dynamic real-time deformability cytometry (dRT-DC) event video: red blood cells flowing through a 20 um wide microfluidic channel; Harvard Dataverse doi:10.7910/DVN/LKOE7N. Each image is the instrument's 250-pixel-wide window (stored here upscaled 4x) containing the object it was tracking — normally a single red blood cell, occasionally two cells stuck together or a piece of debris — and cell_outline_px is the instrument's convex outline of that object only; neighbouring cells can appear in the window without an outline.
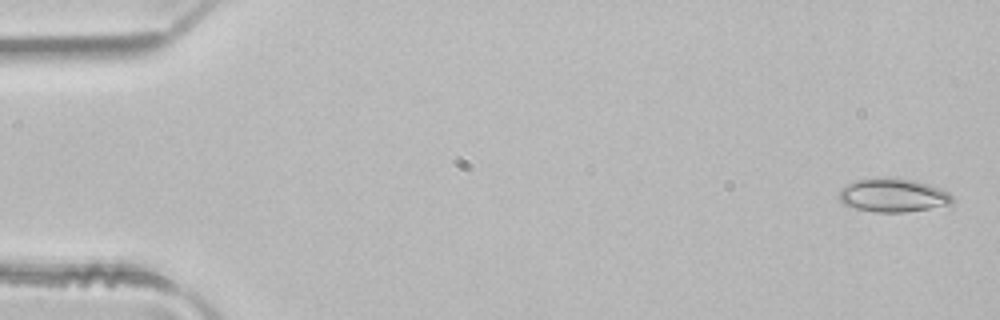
{"species": "common noctule bat (a hibernating species)", "species_latin": "Nyctalus noctula", "temperature_condition": "room temperature", "stored_images_in_passage": 48, "camera_frame_rate_fps": 3000, "um_per_image_px": 0.085, "animal": {"sex": "male", "body_mass_g": 21.5, "forearm_length_mm": 52.0}, "frame": {"image": 1, "passage_image": 2, "time_ms": 0.333, "image_size_px": [1000, 320], "cell_outline_px": [[952, 204], [904, 212], [876, 212], [856, 208], [844, 204], [840, 200], [840, 188], [856, 180], [916, 180], [940, 188], [948, 192], [952, 196]], "centroid_in_image_um": [75.93, 16.63], "position_along_channel_um": 9.1, "area_um2": 21.27}}
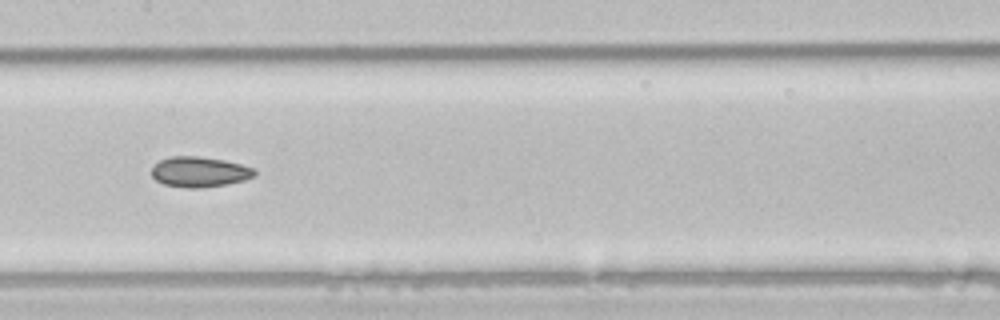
{"frame": {"image": 2, "passage_image": 25, "time_ms": 8.0, "image_size_px": [1000, 320], "cell_outline_px": [[256, 176], [244, 180], [228, 184], [200, 188], [188, 188], [164, 184], [156, 180], [152, 176], [152, 168], [160, 160], [172, 156], [196, 156], [224, 160], [256, 168]], "centroid_in_image_um": [16.99, 14.61], "position_along_channel_um": 190.4, "area_um2": 18.21}}
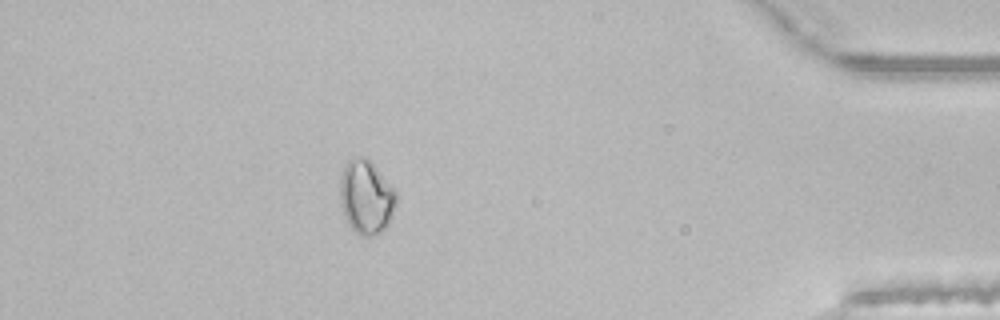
{"frame": {"image": 3, "passage_image": 44, "time_ms": 14.333, "image_size_px": [1000, 320], "cell_outline_px": [[396, 204], [388, 224], [380, 232], [372, 236], [364, 236], [352, 232], [344, 216], [340, 204], [340, 180], [344, 168], [348, 160], [352, 156], [364, 156], [396, 188]], "centroid_in_image_um": [31.11, 16.76], "position_along_channel_um": 404.1, "area_um2": 24.39}, "authors_computed_cell_mechanics": {"area_um2": 19.4497, "velocity_mm_per_s": 4.1253, "shape_relaxation_time_tau1_ms": 6.4946, "shape_relaxation_time_tau2_ms": 9.0869, "deformation_change_tau1": 0.0823, "deformation_change_tau2": 0.1055}}